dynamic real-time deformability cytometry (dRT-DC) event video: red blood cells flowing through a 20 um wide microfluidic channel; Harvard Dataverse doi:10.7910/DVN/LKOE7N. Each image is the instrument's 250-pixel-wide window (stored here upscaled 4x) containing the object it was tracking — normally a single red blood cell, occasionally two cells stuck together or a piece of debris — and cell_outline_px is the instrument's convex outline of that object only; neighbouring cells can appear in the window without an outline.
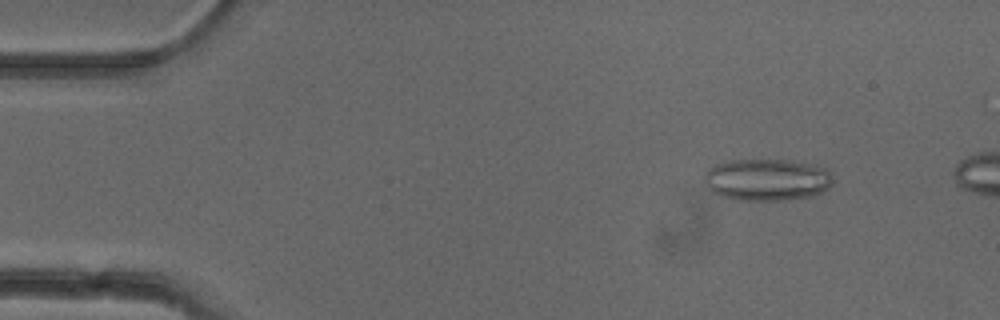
{"species": "common noctule bat (a hibernating species)", "species_latin": "Nyctalus noctula", "temperature_condition": "cold", "stored_images_in_passage": 44, "camera_frame_rate_fps": 3000, "um_per_image_px": 0.085, "animal": {"sex": "female"}, "frame": {"image": 1, "passage_image": 5, "time_ms": 1.333, "image_size_px": [1000, 320], "cell_outline_px": [[832, 184], [828, 188], [812, 196], [784, 200], [740, 200], [720, 196], [712, 192], [704, 184], [704, 176], [716, 164], [732, 160], [788, 160], [816, 164], [828, 168], [832, 176]], "centroid_in_image_um": [65.23, 15.27], "position_along_channel_um": 19.8, "area_um2": 31.56}}
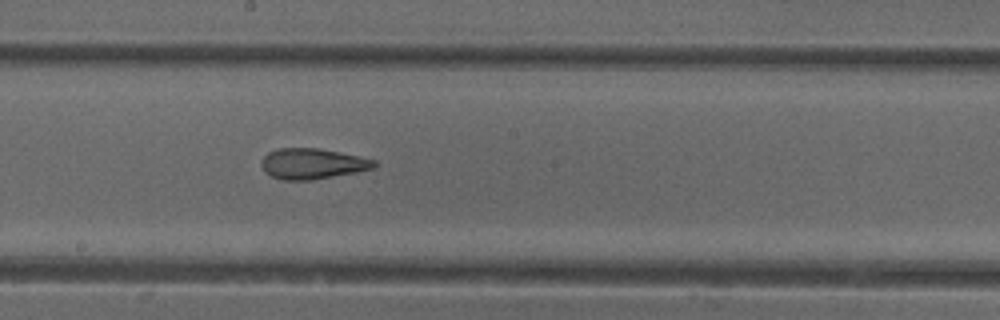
{"frame": {"image": 2, "passage_image": 27, "time_ms": 8.667, "image_size_px": [1000, 320], "cell_outline_px": [[376, 168], [356, 172], [312, 180], [284, 180], [272, 176], [264, 172], [260, 164], [260, 160], [268, 152], [280, 148], [316, 148], [376, 160]], "centroid_in_image_um": [26.51, 13.92], "position_along_channel_um": 221.7, "area_um2": 20.0}}
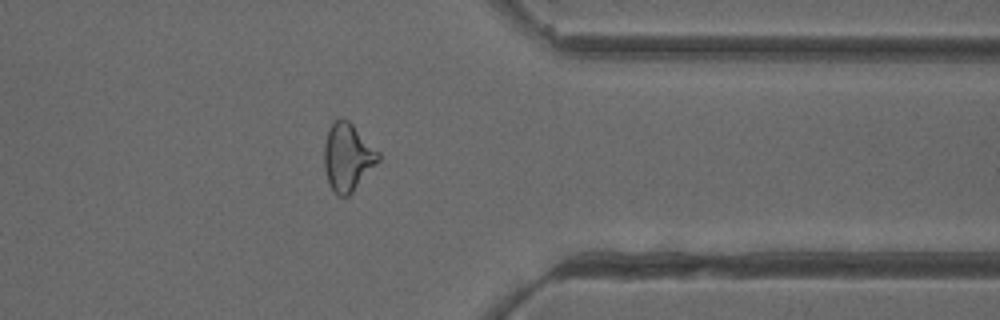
{"frame": {"image": 3, "passage_image": 40, "time_ms": 13.0, "image_size_px": [1000, 320], "cell_outline_px": [[380, 160], [352, 192], [348, 196], [340, 196], [328, 184], [324, 168], [324, 144], [328, 128], [340, 116], [348, 120], [380, 152]], "centroid_in_image_um": [29.54, 13.33], "position_along_channel_um": 381.9, "area_um2": 21.33}, "authors_computed_cell_mechanics": {"area_um2": 21.2415, "velocity_mm_per_s": 3.9507, "shape_relaxation_time_tau1_ms": null, "shape_relaxation_time_tau2_ms": 2.634, "deformation_change_tau1": null, "deformation_change_tau2": 0.124}}